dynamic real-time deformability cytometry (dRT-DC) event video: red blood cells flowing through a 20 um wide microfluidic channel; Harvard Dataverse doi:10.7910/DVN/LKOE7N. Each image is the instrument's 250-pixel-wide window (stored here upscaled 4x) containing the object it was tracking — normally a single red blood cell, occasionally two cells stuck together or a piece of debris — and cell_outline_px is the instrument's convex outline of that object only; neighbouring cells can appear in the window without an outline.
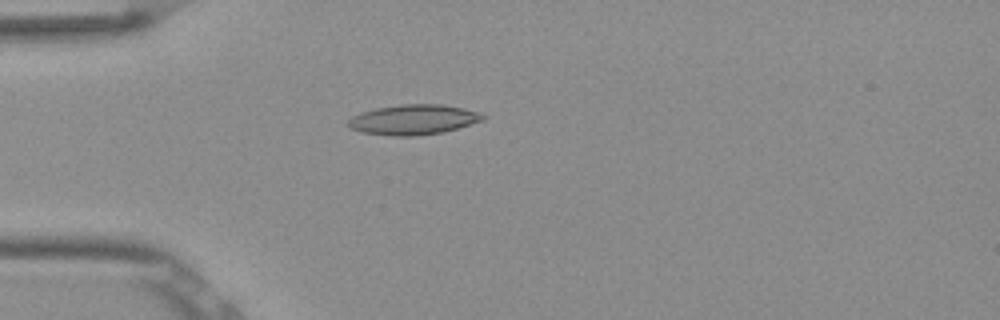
{"species": "Egyptian fruit bat (a non-hibernating species)", "species_latin": "Rousettus aegyptiacus", "temperature_condition": "room temperature", "stored_images_in_passage": 34, "camera_frame_rate_fps": 3000, "um_per_image_px": 0.085, "frame": {"image": 1, "passage_image": 1, "time_ms": 0.0, "image_size_px": [1000, 320], "cell_outline_px": [[484, 120], [444, 132], [416, 136], [392, 136], [360, 132], [352, 128], [348, 124], [348, 120], [352, 116], [360, 112], [376, 108], [404, 104], [440, 104], [464, 108], [476, 112], [484, 116]], "centroid_in_image_um": [35.11, 10.17], "position_along_channel_um": 49.9, "area_um2": 23.52}}
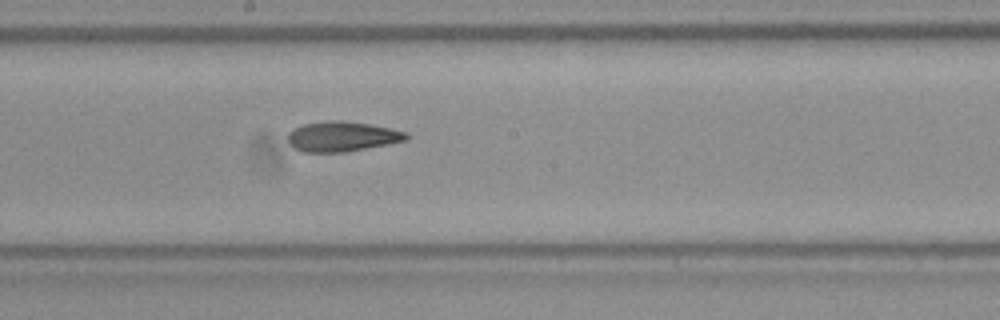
{"frame": {"image": 2, "passage_image": 15, "time_ms": 4.667, "image_size_px": [1000, 320], "cell_outline_px": [[408, 140], [348, 152], [304, 152], [296, 148], [288, 140], [288, 132], [304, 124], [328, 120], [344, 120], [368, 124], [408, 132]], "centroid_in_image_um": [29.11, 11.6], "position_along_channel_um": 219.1, "area_um2": 20.63}}
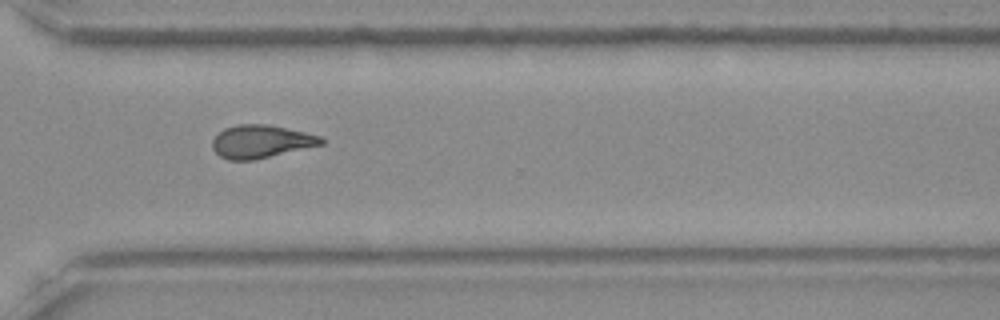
{"frame": {"image": 3, "passage_image": 25, "time_ms": 8.0, "image_size_px": [1000, 320], "cell_outline_px": [[324, 144], [252, 160], [228, 160], [220, 156], [212, 148], [212, 140], [224, 128], [236, 124], [268, 124], [304, 132], [320, 136], [324, 140]], "centroid_in_image_um": [22.16, 12.02], "position_along_channel_um": 348.4, "area_um2": 20.75}, "authors_computed_cell_mechanics": {"area_um2": 21.1548, "velocity_mm_per_s": 3.8931, "shape_relaxation_time_tau1_ms": null, "shape_relaxation_time_tau2_ms": 4.8051, "deformation_change_tau1": null, "deformation_change_tau2": 0.1368}}